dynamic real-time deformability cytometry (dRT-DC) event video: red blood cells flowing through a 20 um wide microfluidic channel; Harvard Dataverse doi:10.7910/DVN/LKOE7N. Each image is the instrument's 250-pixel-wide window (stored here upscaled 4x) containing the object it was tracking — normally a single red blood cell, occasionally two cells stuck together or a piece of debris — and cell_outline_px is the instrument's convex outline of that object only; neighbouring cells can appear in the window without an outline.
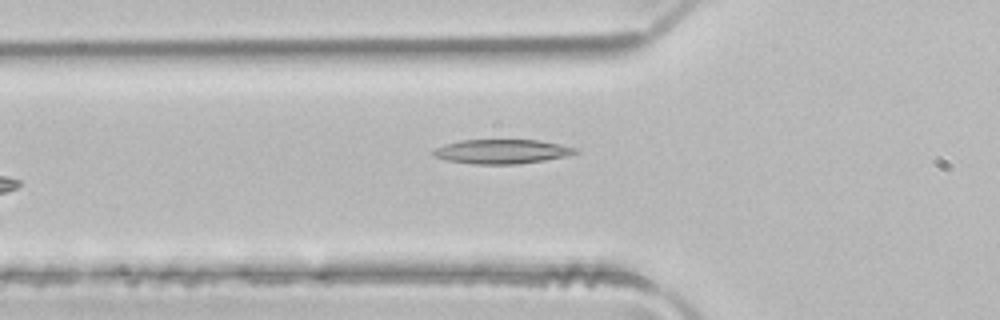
{"species": "common noctule bat (a hibernating species)", "species_latin": "Nyctalus noctula", "temperature_condition": "room temperature", "stored_images_in_passage": 4, "camera_frame_rate_fps": 3000, "um_per_image_px": 0.085, "animal": {"sex": "male", "body_mass_g": 21.5, "forearm_length_mm": 52.0}, "frame": {"image": 1, "passage_image": 4, "time_ms": 1.0, "image_size_px": [1000, 320], "cell_outline_px": [[580, 152], [568, 156], [544, 160], [516, 164], [472, 164], [448, 160], [436, 156], [432, 152], [436, 148], [444, 144], [460, 140], [536, 140], [560, 144], [576, 148]], "centroid_in_image_um": [42.69, 12.88], "position_along_channel_um": 83.1, "area_um2": 20.0}}